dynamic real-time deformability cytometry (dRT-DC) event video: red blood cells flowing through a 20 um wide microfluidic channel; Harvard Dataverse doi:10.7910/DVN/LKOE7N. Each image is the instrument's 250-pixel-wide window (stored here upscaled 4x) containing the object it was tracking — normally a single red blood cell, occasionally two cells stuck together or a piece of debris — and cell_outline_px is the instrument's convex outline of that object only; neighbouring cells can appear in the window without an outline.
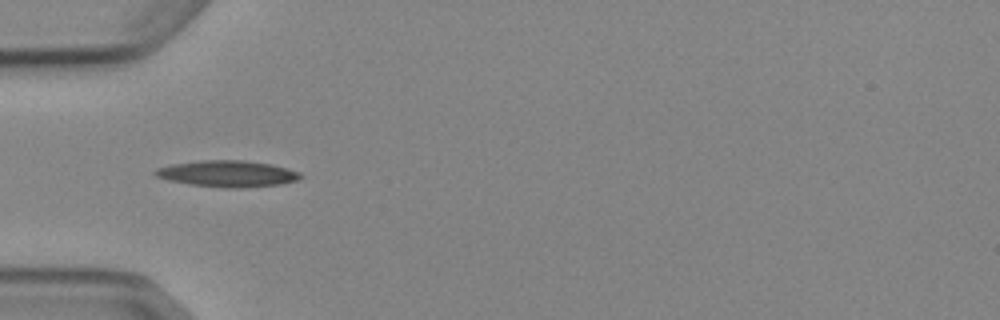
{"species": "Egyptian fruit bat (a non-hibernating species)", "species_latin": "Rousettus aegyptiacus", "temperature_condition": "cold", "stored_images_in_passage": 2, "camera_frame_rate_fps": 3000, "um_per_image_px": 0.085, "animal": {"sex": "female"}, "frame": {"image": 1, "passage_image": 2, "time_ms": 1.0, "image_size_px": [1000, 320], "cell_outline_px": [[304, 176], [296, 180], [280, 184], [240, 188], [228, 188], [192, 184], [168, 180], [156, 176], [152, 172], [156, 168], [172, 164], [200, 160], [244, 160], [272, 164], [288, 168], [300, 172]], "centroid_in_image_um": [19.35, 14.75], "position_along_channel_um": 65.7, "area_um2": 22.31}}